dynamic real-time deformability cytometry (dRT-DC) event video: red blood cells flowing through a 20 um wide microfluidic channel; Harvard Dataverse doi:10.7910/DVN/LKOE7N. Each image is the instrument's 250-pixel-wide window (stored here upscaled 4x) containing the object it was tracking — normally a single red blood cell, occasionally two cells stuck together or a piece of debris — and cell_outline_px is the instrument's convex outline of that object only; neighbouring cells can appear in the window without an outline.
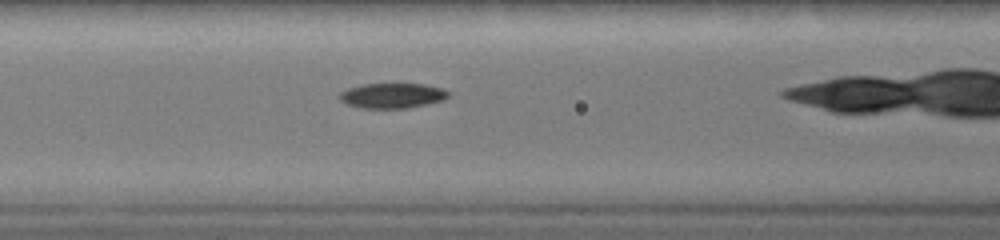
{"species": "common noctule bat (a hibernating species)", "species_latin": "Nyctalus noctula", "temperature_condition": "warm", "stored_images_in_passage": 34, "camera_frame_rate_fps": 3000, "um_per_image_px": 0.085, "animal": {"sex": "female", "body_mass_g": 19.0, "forearm_length_mm": 51.5}, "frame": {"image": 1, "passage_image": 14, "time_ms": 4.333, "image_size_px": [1000, 240], "cell_outline_px": [[452, 92], [444, 100], [428, 104], [408, 108], [360, 108], [348, 104], [340, 100], [340, 92], [348, 88], [360, 84], [392, 80], [424, 84], [444, 88]], "centroid_in_image_um": [33.39, 8.06], "position_along_channel_um": 133.2, "area_um2": 16.99}}
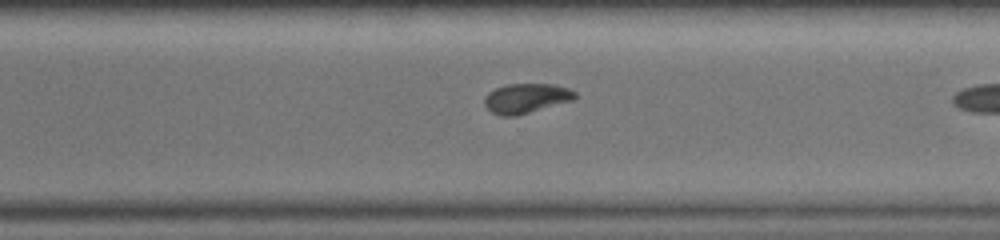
{"frame": {"image": 2, "passage_image": 27, "time_ms": 8.667, "image_size_px": [1000, 240], "cell_outline_px": [[576, 96], [572, 100], [516, 116], [504, 116], [492, 112], [484, 104], [484, 96], [488, 92], [504, 84], [556, 84], [568, 88], [576, 92]], "centroid_in_image_um": [44.7, 8.34], "position_along_channel_um": 325.9, "area_um2": 15.61}}
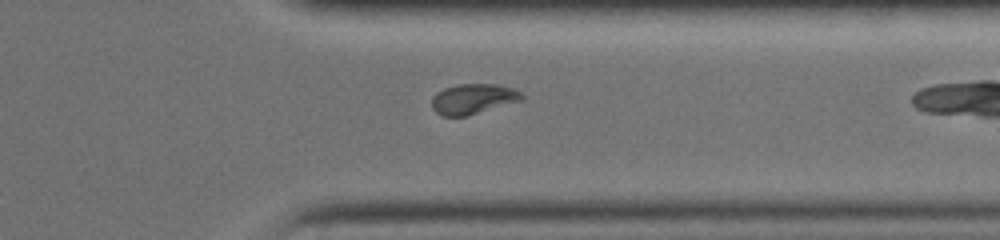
{"frame": {"image": 3, "passage_image": 30, "time_ms": 9.667, "image_size_px": [1000, 240], "cell_outline_px": [[524, 100], [468, 116], [444, 116], [436, 112], [432, 108], [432, 96], [436, 92], [444, 88], [456, 84], [496, 84], [512, 88], [520, 92], [524, 96]], "centroid_in_image_um": [40.22, 8.41], "position_along_channel_um": 371.2, "area_um2": 16.07}}